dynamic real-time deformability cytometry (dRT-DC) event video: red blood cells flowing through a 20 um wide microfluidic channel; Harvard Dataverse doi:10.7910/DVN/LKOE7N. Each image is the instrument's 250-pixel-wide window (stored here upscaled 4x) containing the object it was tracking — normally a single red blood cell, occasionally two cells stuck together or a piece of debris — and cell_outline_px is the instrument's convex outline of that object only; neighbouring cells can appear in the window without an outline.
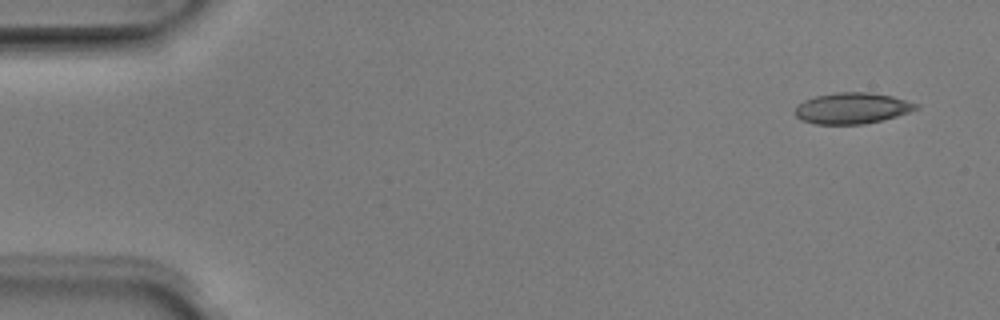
{"species": "Egyptian fruit bat (a non-hibernating species)", "species_latin": "Rousettus aegyptiacus", "temperature_condition": "room temperature", "stored_images_in_passage": 4, "camera_frame_rate_fps": 3000, "um_per_image_px": 0.085, "animal": {"sex": "male"}, "frame": {"image": 1, "passage_image": 1, "time_ms": 0.0, "image_size_px": [1000, 320], "cell_outline_px": [[920, 108], [896, 116], [864, 124], [816, 124], [800, 120], [796, 116], [796, 108], [804, 100], [816, 96], [836, 92], [868, 92], [892, 96], [920, 104]], "centroid_in_image_um": [72.45, 9.19], "position_along_channel_um": 12.6, "area_um2": 21.79}}
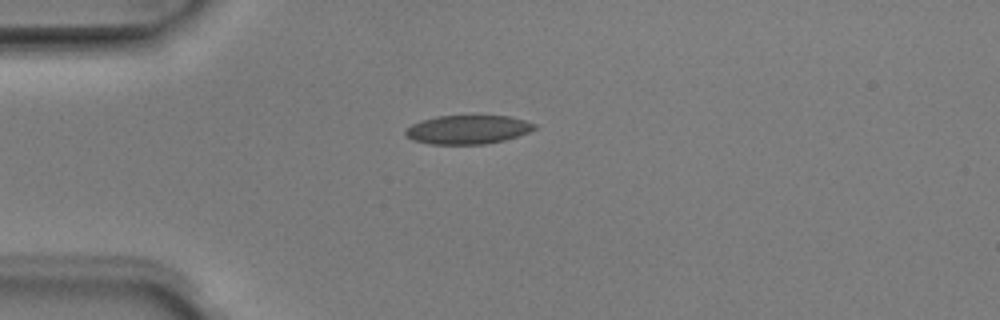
{"frame": {"image": 2, "passage_image": 4, "time_ms": 1.0, "image_size_px": [1000, 320], "cell_outline_px": [[536, 128], [528, 132], [504, 140], [484, 144], [428, 144], [412, 140], [404, 136], [404, 132], [412, 124], [420, 120], [436, 116], [508, 116], [524, 120], [536, 124]], "centroid_in_image_um": [39.71, 11.02], "position_along_channel_um": 45.3, "area_um2": 21.62}}